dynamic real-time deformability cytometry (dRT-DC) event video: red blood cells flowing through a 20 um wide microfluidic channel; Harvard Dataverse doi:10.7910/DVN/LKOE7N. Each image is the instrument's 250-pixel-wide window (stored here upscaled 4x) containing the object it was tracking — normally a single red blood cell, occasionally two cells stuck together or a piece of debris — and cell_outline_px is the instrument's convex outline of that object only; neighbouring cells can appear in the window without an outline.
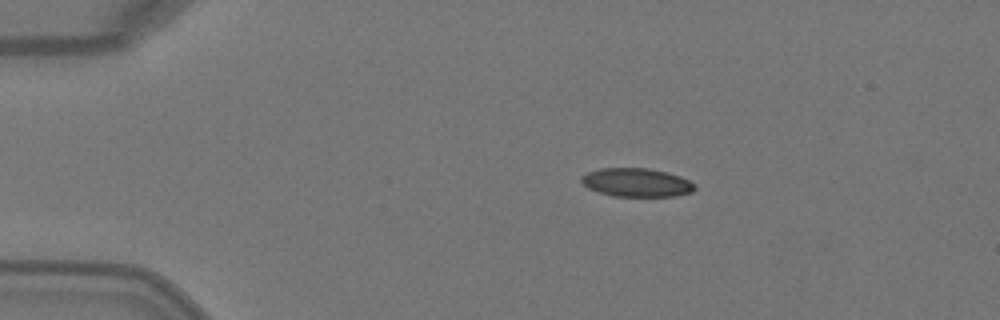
{"species": "Egyptian fruit bat (a non-hibernating species)", "species_latin": "Rousettus aegyptiacus", "temperature_condition": "warm", "stored_images_in_passage": 4, "camera_frame_rate_fps": 3000, "um_per_image_px": 0.085, "animal": {"sex": "female"}, "frame": {"image": 1, "passage_image": 1, "time_ms": 0.0, "image_size_px": [1000, 320], "cell_outline_px": [[696, 188], [692, 192], [676, 196], [612, 196], [588, 188], [580, 180], [580, 176], [588, 172], [600, 168], [648, 168], [668, 172], [680, 176], [688, 180]], "centroid_in_image_um": [54.09, 15.51], "position_along_channel_um": 30.9, "area_um2": 18.84}}
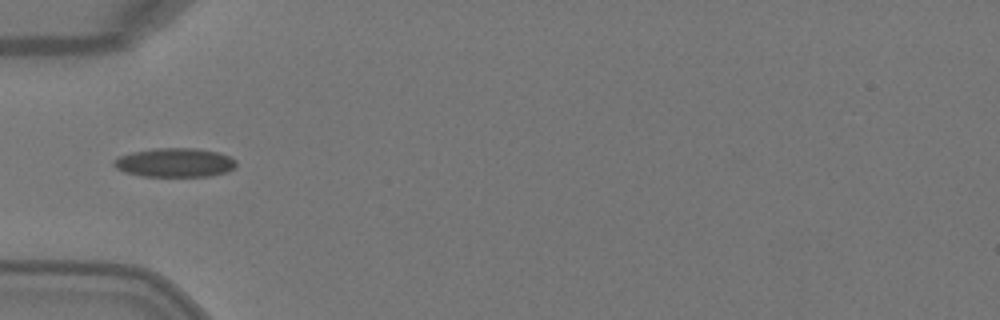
{"frame": {"image": 2, "passage_image": 3, "time_ms": 0.667, "image_size_px": [1000, 320], "cell_outline_px": [[236, 164], [232, 168], [224, 172], [212, 176], [140, 176], [124, 172], [116, 168], [112, 164], [112, 160], [120, 156], [132, 152], [156, 148], [196, 148], [216, 152], [228, 156], [236, 160]], "centroid_in_image_um": [14.81, 13.82], "position_along_channel_um": 70.2, "area_um2": 20.58}}
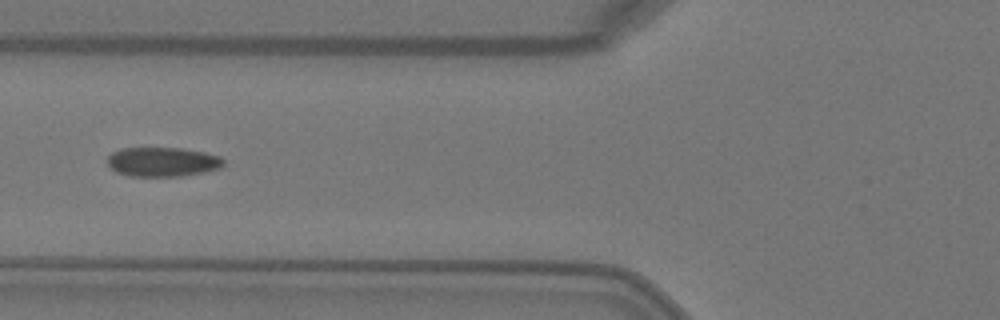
{"frame": {"image": 3, "passage_image": 4, "time_ms": 1.0, "image_size_px": [1000, 320], "cell_outline_px": [[224, 164], [220, 168], [204, 172], [180, 176], [128, 176], [116, 172], [108, 164], [108, 156], [112, 152], [120, 148], [180, 148], [204, 152], [220, 156], [224, 160]], "centroid_in_image_um": [13.81, 13.76], "position_along_channel_um": 112.0, "area_um2": 19.88}}